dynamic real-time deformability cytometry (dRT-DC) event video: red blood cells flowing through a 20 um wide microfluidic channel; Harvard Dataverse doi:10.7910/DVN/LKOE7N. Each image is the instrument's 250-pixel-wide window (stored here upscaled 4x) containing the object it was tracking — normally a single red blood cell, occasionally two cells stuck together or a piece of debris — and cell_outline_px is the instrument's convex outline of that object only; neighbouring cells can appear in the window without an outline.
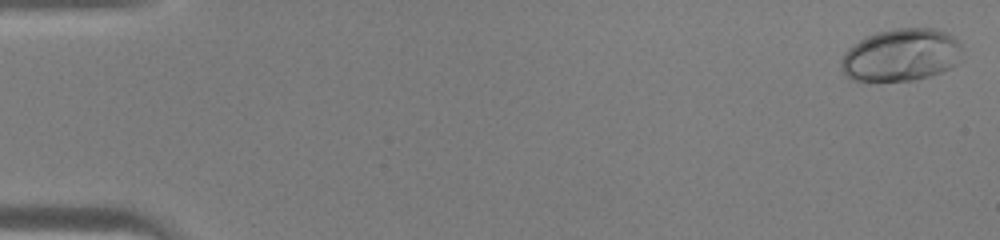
{"species": "human", "species_latin": "Homo sapiens", "temperature_condition": "warm", "stored_images_in_passage": 45, "camera_frame_rate_fps": 3000, "um_per_image_px": 0.085, "donor": {"sex": "male"}, "frame": {"image": 1, "passage_image": 1, "time_ms": 0.0, "image_size_px": [1000, 240], "cell_outline_px": [[960, 48], [956, 64], [940, 72], [916, 80], [852, 80], [844, 76], [840, 64], [840, 60], [844, 52], [852, 44], [864, 36], [876, 32], [896, 28], [936, 28], [948, 32], [960, 44]], "centroid_in_image_um": [76.52, 4.65], "position_along_channel_um": 8.5, "area_um2": 37.05}}
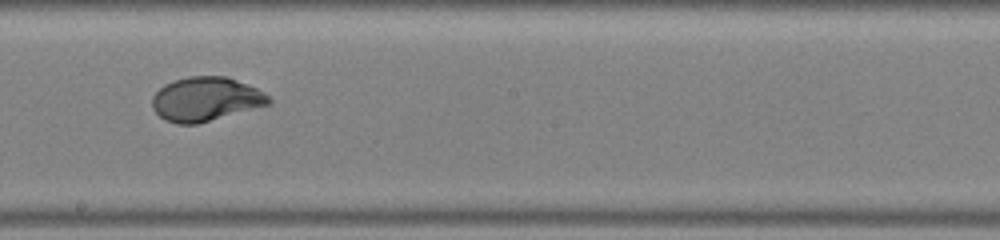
{"frame": {"image": 2, "passage_image": 26, "time_ms": 8.333, "image_size_px": [1000, 240], "cell_outline_px": [[272, 104], [196, 124], [176, 124], [164, 120], [152, 108], [152, 96], [164, 84], [188, 76], [228, 76], [256, 88], [264, 92], [272, 100]], "centroid_in_image_um": [17.49, 8.43], "position_along_channel_um": 230.7, "area_um2": 30.0}}
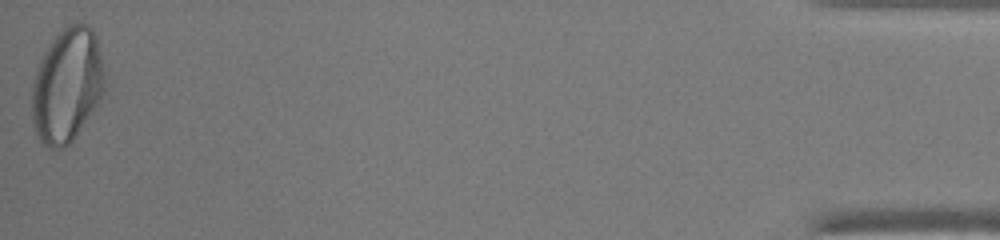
{"frame": {"image": 3, "passage_image": 45, "time_ms": 14.667, "image_size_px": [1000, 240], "cell_outline_px": [[108, 80], [104, 92], [72, 140], [64, 148], [48, 148], [36, 136], [32, 120], [32, 84], [36, 72], [44, 52], [60, 28], [68, 24], [88, 24], [92, 28], [96, 36], [104, 64]], "centroid_in_image_um": [5.72, 7.22], "position_along_channel_um": 429.5, "area_um2": 48.67}}